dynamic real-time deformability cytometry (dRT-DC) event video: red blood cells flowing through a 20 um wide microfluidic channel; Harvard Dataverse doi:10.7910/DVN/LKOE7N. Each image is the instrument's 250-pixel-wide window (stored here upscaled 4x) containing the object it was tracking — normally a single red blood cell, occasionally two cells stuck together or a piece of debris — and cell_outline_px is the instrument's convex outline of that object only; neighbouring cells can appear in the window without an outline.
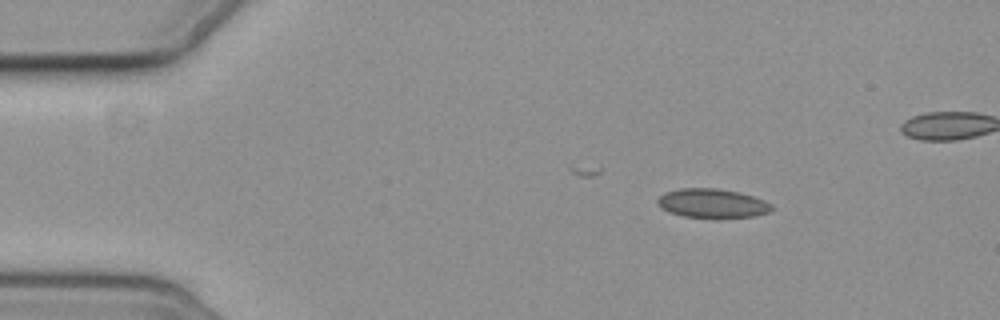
{"species": "common noctule bat (a hibernating species)", "species_latin": "Nyctalus noctula", "temperature_condition": "cold", "stored_images_in_passage": 4, "camera_frame_rate_fps": 3000, "um_per_image_px": 0.085, "animal": {"sex": "female", "body_mass_g": 19.3, "forearm_length_mm": 54.1}, "frame": {"image": 1, "passage_image": 1, "time_ms": 0.0, "image_size_px": [1000, 320], "cell_outline_px": [[772, 208], [768, 212], [756, 216], [684, 216], [668, 212], [660, 208], [656, 204], [656, 200], [664, 192], [680, 188], [716, 188], [740, 192], [764, 200], [772, 204]], "centroid_in_image_um": [60.49, 17.25], "position_along_channel_um": 24.5, "area_um2": 19.02}}